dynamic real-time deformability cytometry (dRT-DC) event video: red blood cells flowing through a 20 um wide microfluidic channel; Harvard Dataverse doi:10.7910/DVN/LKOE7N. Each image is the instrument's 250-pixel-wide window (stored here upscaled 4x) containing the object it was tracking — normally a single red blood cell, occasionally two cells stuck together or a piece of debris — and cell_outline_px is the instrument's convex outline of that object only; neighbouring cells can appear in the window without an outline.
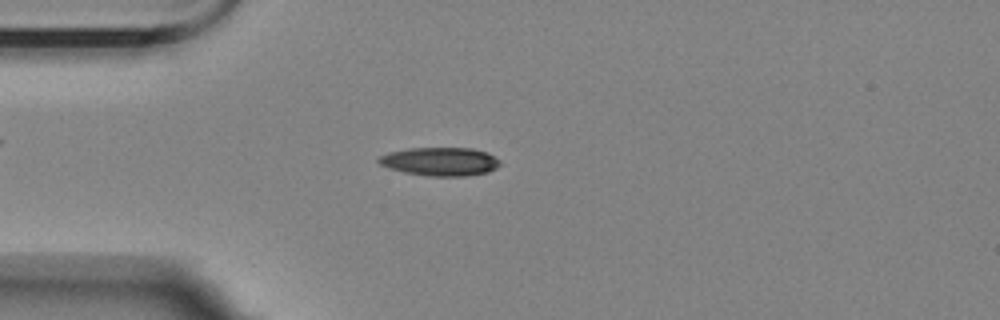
{"species": "Egyptian fruit bat (a non-hibernating species)", "species_latin": "Rousettus aegyptiacus", "temperature_condition": "room temperature", "stored_images_in_passage": 2, "camera_frame_rate_fps": 3000, "um_per_image_px": 0.085, "animal": {"sex": "female"}, "frame": {"image": 1, "passage_image": 2, "time_ms": 2.0, "image_size_px": [1000, 320], "cell_outline_px": [[500, 164], [496, 168], [488, 172], [464, 176], [428, 176], [404, 172], [380, 164], [376, 160], [380, 156], [388, 152], [408, 148], [472, 148], [488, 152], [500, 160]], "centroid_in_image_um": [37.43, 13.72], "position_along_channel_um": 47.6, "area_um2": 20.11}}